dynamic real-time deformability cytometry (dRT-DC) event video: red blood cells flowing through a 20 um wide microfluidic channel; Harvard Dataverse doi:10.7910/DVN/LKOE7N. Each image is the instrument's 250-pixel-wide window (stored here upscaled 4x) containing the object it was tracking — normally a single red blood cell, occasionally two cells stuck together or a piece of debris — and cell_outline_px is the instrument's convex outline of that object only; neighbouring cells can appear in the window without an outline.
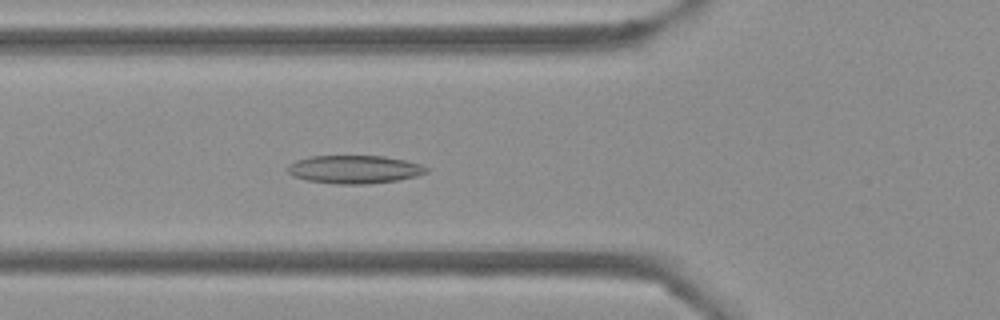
{"species": "Egyptian fruit bat (a non-hibernating species)", "species_latin": "Rousettus aegyptiacus", "temperature_condition": "cold", "stored_images_in_passage": 39, "camera_frame_rate_fps": 3000, "um_per_image_px": 0.085, "frame": {"image": 1, "passage_image": 17, "time_ms": 5.333, "image_size_px": [1000, 320], "cell_outline_px": [[428, 172], [416, 176], [396, 180], [368, 184], [336, 184], [308, 180], [292, 176], [288, 172], [288, 164], [296, 160], [312, 156], [384, 156], [404, 160], [420, 164], [428, 168]], "centroid_in_image_um": [30.11, 14.4], "position_along_channel_um": 95.7, "area_um2": 22.66}}
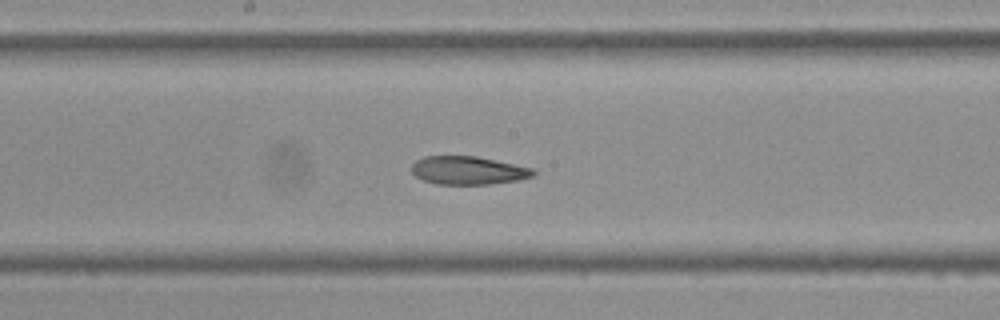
{"frame": {"image": 2, "passage_image": 26, "time_ms": 8.333, "image_size_px": [1000, 320], "cell_outline_px": [[536, 172], [532, 176], [516, 180], [488, 184], [436, 184], [424, 180], [416, 176], [412, 172], [412, 164], [416, 160], [424, 156], [476, 156], [496, 160], [532, 168]], "centroid_in_image_um": [39.76, 14.48], "position_along_channel_um": 208.4, "area_um2": 19.83}}
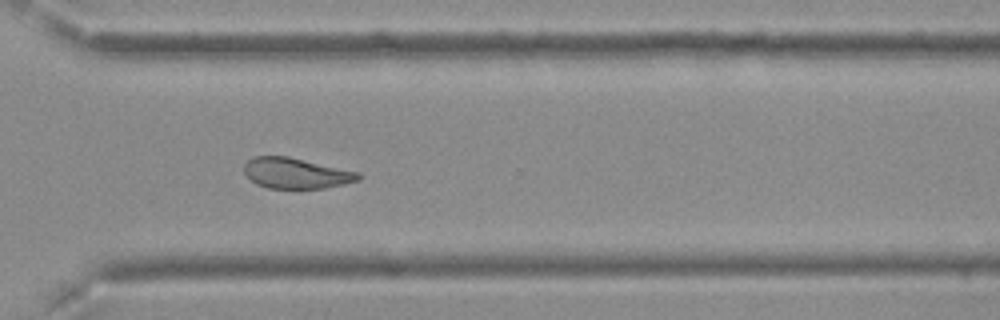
{"frame": {"image": 3, "passage_image": 37, "time_ms": 12.0, "image_size_px": [1000, 320], "cell_outline_px": [[364, 176], [360, 180], [344, 184], [324, 188], [268, 188], [256, 184], [244, 172], [244, 164], [252, 156], [288, 156], [360, 172]], "centroid_in_image_um": [25.2, 14.72], "position_along_channel_um": 345.4, "area_um2": 20.52}, "authors_computed_cell_mechanics": {"area_um2": 21.9062, "velocity_mm_per_s": 3.7389, "shape_relaxation_time_tau1_ms": null, "shape_relaxation_time_tau2_ms": 5.3239, "deformation_change_tau1": null, "deformation_change_tau2": 0.1242}}